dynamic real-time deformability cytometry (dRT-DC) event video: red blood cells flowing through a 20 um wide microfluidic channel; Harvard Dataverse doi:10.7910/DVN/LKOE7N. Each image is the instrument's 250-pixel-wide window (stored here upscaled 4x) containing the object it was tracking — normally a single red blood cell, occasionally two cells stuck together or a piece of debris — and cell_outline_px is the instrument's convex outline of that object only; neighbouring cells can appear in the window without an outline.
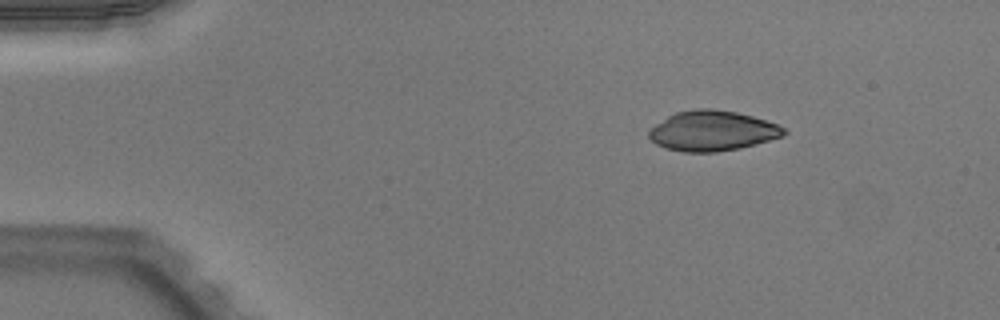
{"species": "Egyptian fruit bat (a non-hibernating species)", "species_latin": "Rousettus aegyptiacus", "temperature_condition": "warm", "stored_images_in_passage": 40, "camera_frame_rate_fps": 3000, "um_per_image_px": 0.085, "animal": {"sex": "male"}, "frame": {"image": 1, "passage_image": 1, "time_ms": 0.0, "image_size_px": [1000, 320], "cell_outline_px": [[788, 132], [784, 136], [740, 148], [716, 152], [684, 152], [664, 148], [656, 144], [648, 136], [648, 132], [656, 124], [668, 116], [676, 112], [692, 108], [712, 108], [736, 112], [752, 116], [776, 124], [784, 128]], "centroid_in_image_um": [60.54, 11.12], "position_along_channel_um": 24.5, "area_um2": 31.56}}
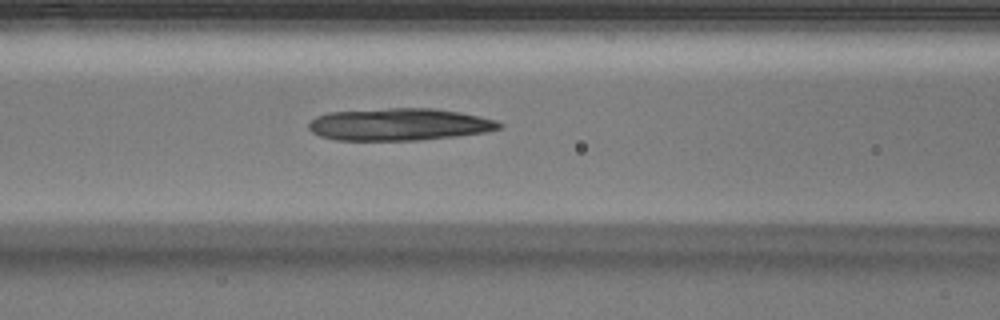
{"frame": {"image": 2, "passage_image": 15, "time_ms": 4.667, "image_size_px": [1000, 320], "cell_outline_px": [[504, 124], [500, 128], [484, 132], [456, 136], [420, 140], [336, 140], [320, 136], [312, 132], [308, 128], [308, 124], [316, 116], [328, 112], [388, 108], [432, 108], [460, 112], [496, 120]], "centroid_in_image_um": [33.91, 10.57], "position_along_channel_um": 132.7, "area_um2": 35.78}}
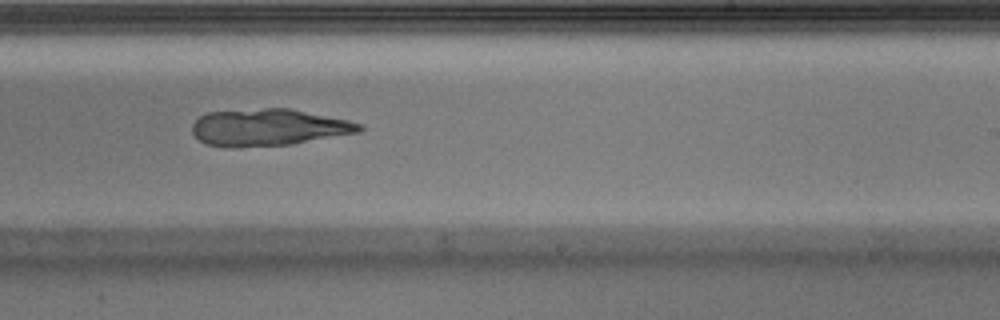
{"frame": {"image": 3, "passage_image": 25, "time_ms": 8.0, "image_size_px": [1000, 320], "cell_outline_px": [[364, 128], [360, 132], [292, 144], [236, 148], [228, 148], [204, 144], [192, 132], [192, 124], [200, 116], [208, 112], [264, 108], [288, 108], [348, 120], [364, 124]], "centroid_in_image_um": [22.81, 10.84], "position_along_channel_um": 266.2, "area_um2": 36.18}}